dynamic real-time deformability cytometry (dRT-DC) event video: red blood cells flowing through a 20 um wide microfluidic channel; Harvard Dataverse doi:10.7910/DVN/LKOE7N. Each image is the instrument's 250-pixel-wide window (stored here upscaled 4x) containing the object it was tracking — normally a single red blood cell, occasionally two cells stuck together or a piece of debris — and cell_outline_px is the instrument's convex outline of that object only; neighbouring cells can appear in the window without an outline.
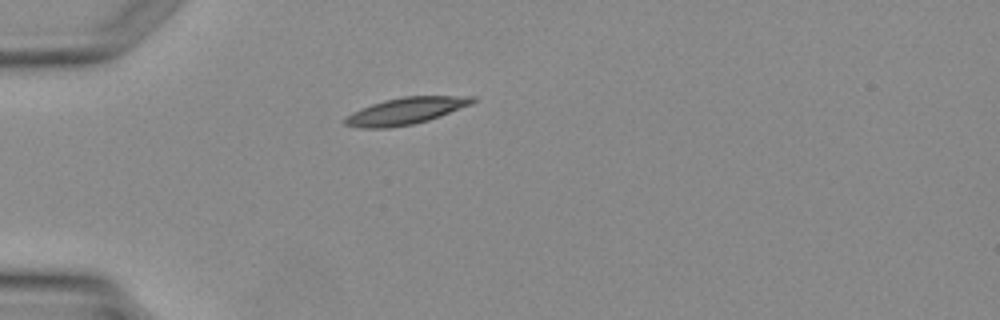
{"species": "Egyptian fruit bat (a non-hibernating species)", "species_latin": "Rousettus aegyptiacus", "temperature_condition": "warm", "stored_images_in_passage": 1, "camera_frame_rate_fps": 3000, "um_per_image_px": 0.085, "animal": {"sex": "female"}, "frame": {"image": 1, "passage_image": 1, "time_ms": 0.0, "image_size_px": [1000, 320], "cell_outline_px": [[476, 100], [472, 104], [440, 116], [428, 120], [412, 124], [388, 128], [360, 128], [344, 124], [344, 120], [352, 112], [360, 108], [384, 100], [404, 96], [476, 96]], "centroid_in_image_um": [34.5, 9.42], "position_along_channel_um": 50.5, "area_um2": 19.83}}